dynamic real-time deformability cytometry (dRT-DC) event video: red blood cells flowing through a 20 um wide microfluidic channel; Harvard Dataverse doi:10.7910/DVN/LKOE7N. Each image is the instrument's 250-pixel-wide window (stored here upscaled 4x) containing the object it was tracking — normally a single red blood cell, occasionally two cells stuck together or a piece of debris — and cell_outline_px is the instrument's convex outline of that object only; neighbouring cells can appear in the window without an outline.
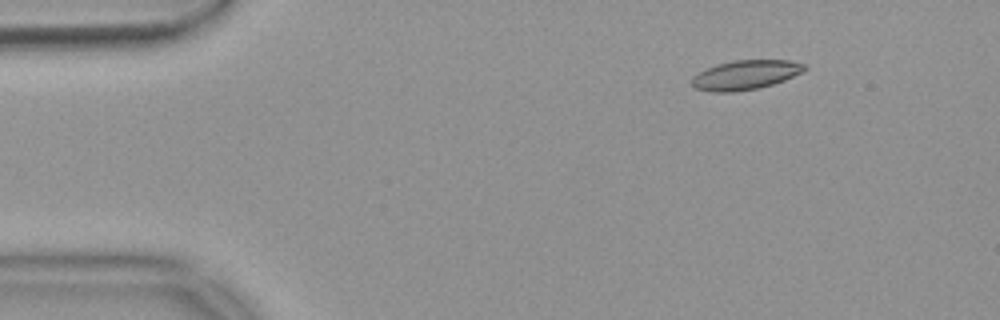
{"species": "common noctule bat (a hibernating species)", "species_latin": "Nyctalus noctula", "temperature_condition": "warm", "stored_images_in_passage": 55, "camera_frame_rate_fps": 3000, "um_per_image_px": 0.085, "animal": {"sex": "female", "body_mass_g": 18.4}, "frame": {"image": 1, "passage_image": 7, "time_ms": 2.0, "image_size_px": [1000, 320], "cell_outline_px": [[808, 68], [804, 72], [784, 80], [772, 84], [756, 88], [736, 92], [712, 92], [696, 88], [692, 84], [692, 76], [716, 64], [732, 60], [788, 60], [804, 64]], "centroid_in_image_um": [63.38, 6.36], "position_along_channel_um": 21.6, "area_um2": 19.25}}
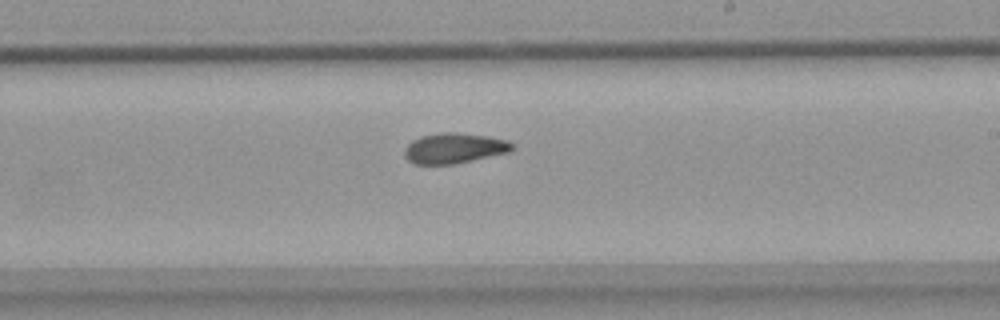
{"frame": {"image": 2, "passage_image": 32, "time_ms": 10.333, "image_size_px": [1000, 320], "cell_outline_px": [[512, 148], [508, 152], [456, 164], [416, 164], [408, 160], [404, 156], [404, 148], [412, 140], [420, 136], [440, 132], [456, 132], [488, 136], [508, 140], [512, 144]], "centroid_in_image_um": [38.57, 12.59], "position_along_channel_um": 250.4, "area_um2": 19.07}}
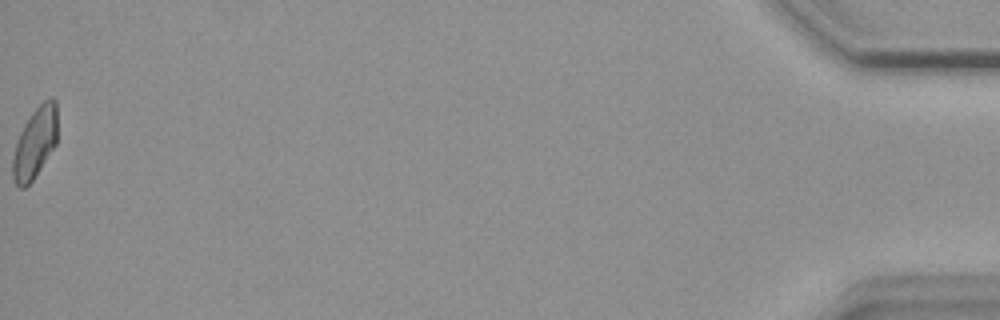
{"frame": {"image": 3, "passage_image": 55, "time_ms": 18.0, "image_size_px": [1000, 320], "cell_outline_px": [[56, 144], [32, 180], [24, 188], [20, 188], [16, 184], [12, 176], [12, 156], [16, 140], [24, 124], [32, 112], [48, 96], [52, 96], [56, 100]], "centroid_in_image_um": [2.95, 12.12], "position_along_channel_um": 432.3, "area_um2": 18.38}, "authors_computed_cell_mechanics": {"area_um2": 19.1318, "velocity_mm_per_s": 3.6923, "shape_relaxation_time_tau1_ms": null, "shape_relaxation_time_tau2_ms": 3.679, "deformation_change_tau1": null, "deformation_change_tau2": 0.1039}}